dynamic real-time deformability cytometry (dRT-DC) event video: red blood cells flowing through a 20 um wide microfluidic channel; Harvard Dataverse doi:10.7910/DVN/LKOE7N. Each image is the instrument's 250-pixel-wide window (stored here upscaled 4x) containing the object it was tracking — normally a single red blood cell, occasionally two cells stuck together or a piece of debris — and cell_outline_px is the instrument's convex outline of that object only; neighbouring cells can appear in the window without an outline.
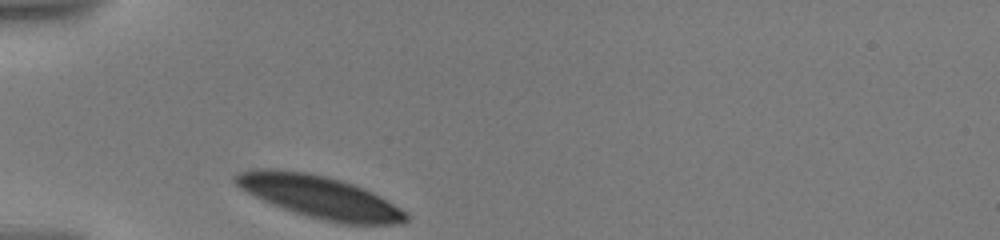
{"species": "human", "species_latin": "Homo sapiens", "temperature_condition": "warm", "stored_images_in_passage": 1, "camera_frame_rate_fps": 3000, "um_per_image_px": 0.085, "donor": {"sex": "male"}, "frame": {"image": 1, "passage_image": 1, "time_ms": 0.0, "image_size_px": [1000, 240], "cell_outline_px": [[412, 216], [404, 224], [340, 224], [308, 216], [272, 204], [240, 188], [232, 180], [232, 176], [240, 172], [264, 168], [272, 168], [304, 172], [324, 176], [340, 180], [364, 188], [388, 200], [408, 212]], "centroid_in_image_um": [27.24, 16.75], "position_along_channel_um": 57.8, "area_um2": 41.96}}